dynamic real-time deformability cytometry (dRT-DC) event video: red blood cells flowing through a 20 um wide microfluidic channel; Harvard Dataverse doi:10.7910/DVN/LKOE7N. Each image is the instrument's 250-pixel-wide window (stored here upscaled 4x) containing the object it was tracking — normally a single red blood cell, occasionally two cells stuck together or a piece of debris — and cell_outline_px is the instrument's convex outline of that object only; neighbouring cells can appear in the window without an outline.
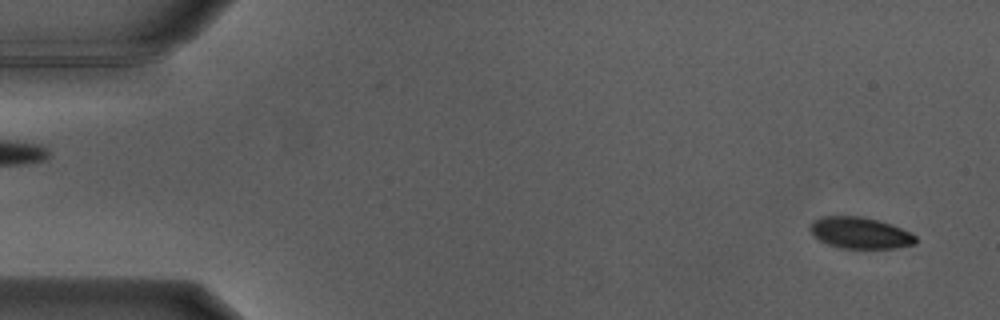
{"species": "Egyptian fruit bat (a non-hibernating species)", "species_latin": "Rousettus aegyptiacus", "temperature_condition": "warm", "stored_images_in_passage": 53, "camera_frame_rate_fps": 3000, "um_per_image_px": 0.085, "animal": {"sex": "male"}, "frame": {"image": 1, "passage_image": 2, "time_ms": 0.333, "image_size_px": [1000, 320], "cell_outline_px": [[916, 244], [896, 248], [840, 248], [828, 244], [820, 240], [808, 228], [812, 220], [820, 216], [864, 216], [880, 220], [892, 224], [912, 232], [916, 236]], "centroid_in_image_um": [73.13, 19.78], "position_along_channel_um": 11.9, "area_um2": 19.59}}
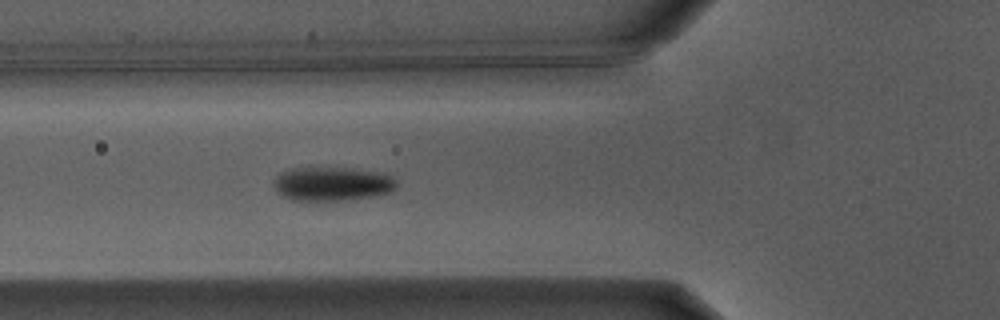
{"frame": {"image": 2, "passage_image": 19, "time_ms": 6.0, "image_size_px": [1000, 320], "cell_outline_px": [[396, 188], [392, 192], [380, 196], [340, 200], [292, 200], [284, 196], [272, 184], [276, 176], [280, 172], [288, 168], [312, 164], [356, 168], [392, 176], [396, 180]], "centroid_in_image_um": [28.21, 15.57], "position_along_channel_um": 97.6, "area_um2": 25.32}}
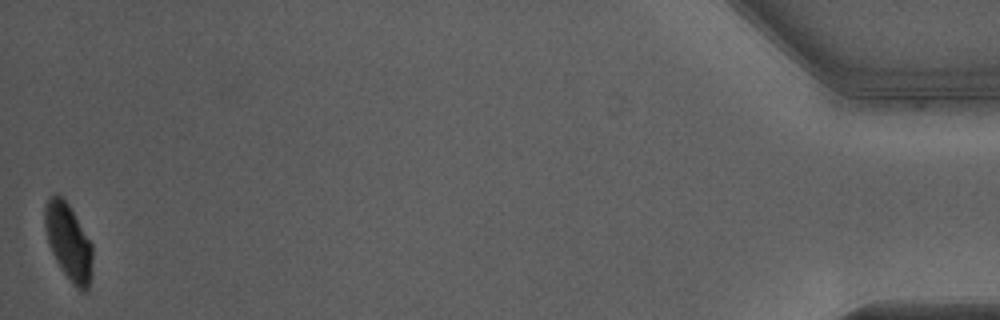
{"frame": {"image": 3, "passage_image": 53, "time_ms": 17.333, "image_size_px": [1000, 320], "cell_outline_px": [[92, 272], [88, 288], [84, 292], [80, 292], [72, 284], [64, 272], [52, 252], [48, 244], [44, 224], [44, 208], [48, 200], [52, 196], [60, 196], [68, 204], [92, 244]], "centroid_in_image_um": [5.83, 20.61], "position_along_channel_um": 429.4, "area_um2": 20.92}, "authors_computed_cell_mechanics": {"area_um2": 23.0622, "velocity_mm_per_s": 3.8161, "shape_relaxation_time_tau1_ms": 2.7676, "shape_relaxation_time_tau2_ms": null, "deformation_change_tau1": 0.1396, "deformation_change_tau2": null}}